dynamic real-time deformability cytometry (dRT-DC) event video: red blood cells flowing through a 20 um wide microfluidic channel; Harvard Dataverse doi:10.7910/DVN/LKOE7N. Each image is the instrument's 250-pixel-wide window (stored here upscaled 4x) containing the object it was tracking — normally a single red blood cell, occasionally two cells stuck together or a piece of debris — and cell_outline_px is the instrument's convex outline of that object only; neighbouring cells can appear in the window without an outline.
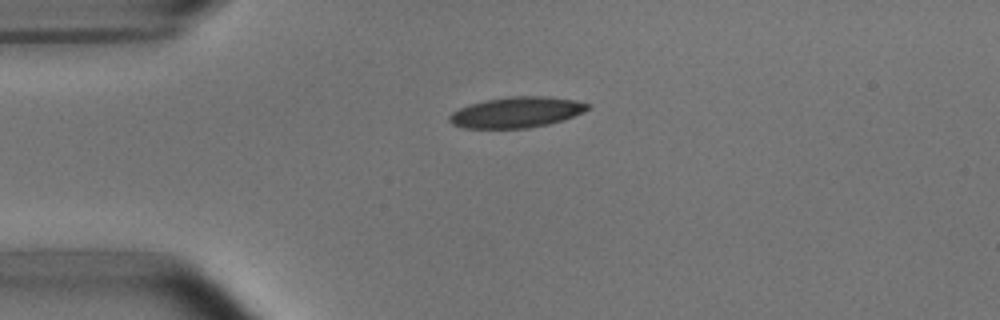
{"species": "common noctule bat (a hibernating species)", "species_latin": "Nyctalus noctula", "temperature_condition": "room temperature", "stored_images_in_passage": 2, "camera_frame_rate_fps": 3000, "um_per_image_px": 0.085, "animal": {"sex": "male", "body_mass_g": 15.6}, "frame": {"image": 1, "passage_image": 1, "time_ms": 0.0, "image_size_px": [1000, 320], "cell_outline_px": [[592, 104], [584, 112], [548, 124], [528, 128], [464, 128], [452, 124], [448, 120], [448, 116], [452, 112], [460, 108], [484, 100], [508, 96], [544, 96], [576, 100]], "centroid_in_image_um": [43.89, 9.54], "position_along_channel_um": 41.1, "area_um2": 24.68}}